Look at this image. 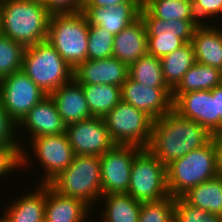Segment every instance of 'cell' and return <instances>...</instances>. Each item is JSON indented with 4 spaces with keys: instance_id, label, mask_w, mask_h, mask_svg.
Segmentation results:
<instances>
[{
    "instance_id": "obj_29",
    "label": "cell",
    "mask_w": 222,
    "mask_h": 222,
    "mask_svg": "<svg viewBox=\"0 0 222 222\" xmlns=\"http://www.w3.org/2000/svg\"><path fill=\"white\" fill-rule=\"evenodd\" d=\"M128 77L148 87L168 88L163 79L161 60L148 53L128 66Z\"/></svg>"
},
{
    "instance_id": "obj_17",
    "label": "cell",
    "mask_w": 222,
    "mask_h": 222,
    "mask_svg": "<svg viewBox=\"0 0 222 222\" xmlns=\"http://www.w3.org/2000/svg\"><path fill=\"white\" fill-rule=\"evenodd\" d=\"M142 3H121L109 7H82L88 24L100 26L117 35L140 17Z\"/></svg>"
},
{
    "instance_id": "obj_30",
    "label": "cell",
    "mask_w": 222,
    "mask_h": 222,
    "mask_svg": "<svg viewBox=\"0 0 222 222\" xmlns=\"http://www.w3.org/2000/svg\"><path fill=\"white\" fill-rule=\"evenodd\" d=\"M145 8L157 19L198 20L190 0H151Z\"/></svg>"
},
{
    "instance_id": "obj_16",
    "label": "cell",
    "mask_w": 222,
    "mask_h": 222,
    "mask_svg": "<svg viewBox=\"0 0 222 222\" xmlns=\"http://www.w3.org/2000/svg\"><path fill=\"white\" fill-rule=\"evenodd\" d=\"M128 66L115 57L86 60L73 70V79L81 85L110 84L122 87Z\"/></svg>"
},
{
    "instance_id": "obj_39",
    "label": "cell",
    "mask_w": 222,
    "mask_h": 222,
    "mask_svg": "<svg viewBox=\"0 0 222 222\" xmlns=\"http://www.w3.org/2000/svg\"><path fill=\"white\" fill-rule=\"evenodd\" d=\"M121 3H142V0H83L82 7H109Z\"/></svg>"
},
{
    "instance_id": "obj_45",
    "label": "cell",
    "mask_w": 222,
    "mask_h": 222,
    "mask_svg": "<svg viewBox=\"0 0 222 222\" xmlns=\"http://www.w3.org/2000/svg\"><path fill=\"white\" fill-rule=\"evenodd\" d=\"M220 73H221V85H222V69L220 70Z\"/></svg>"
},
{
    "instance_id": "obj_12",
    "label": "cell",
    "mask_w": 222,
    "mask_h": 222,
    "mask_svg": "<svg viewBox=\"0 0 222 222\" xmlns=\"http://www.w3.org/2000/svg\"><path fill=\"white\" fill-rule=\"evenodd\" d=\"M65 132L75 155L100 157L116 145L102 117H91L69 124Z\"/></svg>"
},
{
    "instance_id": "obj_6",
    "label": "cell",
    "mask_w": 222,
    "mask_h": 222,
    "mask_svg": "<svg viewBox=\"0 0 222 222\" xmlns=\"http://www.w3.org/2000/svg\"><path fill=\"white\" fill-rule=\"evenodd\" d=\"M21 70L46 95L73 79V69L47 40L25 48Z\"/></svg>"
},
{
    "instance_id": "obj_3",
    "label": "cell",
    "mask_w": 222,
    "mask_h": 222,
    "mask_svg": "<svg viewBox=\"0 0 222 222\" xmlns=\"http://www.w3.org/2000/svg\"><path fill=\"white\" fill-rule=\"evenodd\" d=\"M217 152L213 139L167 166L170 196L182 197L191 188L218 176Z\"/></svg>"
},
{
    "instance_id": "obj_25",
    "label": "cell",
    "mask_w": 222,
    "mask_h": 222,
    "mask_svg": "<svg viewBox=\"0 0 222 222\" xmlns=\"http://www.w3.org/2000/svg\"><path fill=\"white\" fill-rule=\"evenodd\" d=\"M182 197L192 206L222 217V176L202 182Z\"/></svg>"
},
{
    "instance_id": "obj_32",
    "label": "cell",
    "mask_w": 222,
    "mask_h": 222,
    "mask_svg": "<svg viewBox=\"0 0 222 222\" xmlns=\"http://www.w3.org/2000/svg\"><path fill=\"white\" fill-rule=\"evenodd\" d=\"M114 35L106 29L89 25L87 59L97 60L113 57Z\"/></svg>"
},
{
    "instance_id": "obj_26",
    "label": "cell",
    "mask_w": 222,
    "mask_h": 222,
    "mask_svg": "<svg viewBox=\"0 0 222 222\" xmlns=\"http://www.w3.org/2000/svg\"><path fill=\"white\" fill-rule=\"evenodd\" d=\"M221 85L220 70L209 65L195 62L184 74L182 81L172 91V101L189 91L212 90Z\"/></svg>"
},
{
    "instance_id": "obj_43",
    "label": "cell",
    "mask_w": 222,
    "mask_h": 222,
    "mask_svg": "<svg viewBox=\"0 0 222 222\" xmlns=\"http://www.w3.org/2000/svg\"><path fill=\"white\" fill-rule=\"evenodd\" d=\"M151 0H142L143 7H145Z\"/></svg>"
},
{
    "instance_id": "obj_7",
    "label": "cell",
    "mask_w": 222,
    "mask_h": 222,
    "mask_svg": "<svg viewBox=\"0 0 222 222\" xmlns=\"http://www.w3.org/2000/svg\"><path fill=\"white\" fill-rule=\"evenodd\" d=\"M126 193L139 202L158 201L170 196L167 167L147 148L135 156Z\"/></svg>"
},
{
    "instance_id": "obj_35",
    "label": "cell",
    "mask_w": 222,
    "mask_h": 222,
    "mask_svg": "<svg viewBox=\"0 0 222 222\" xmlns=\"http://www.w3.org/2000/svg\"><path fill=\"white\" fill-rule=\"evenodd\" d=\"M16 126L17 125L10 119L0 101V145H20L21 168L23 166L26 168L28 164V156H26L27 154L24 152L26 149H24L23 146L21 147V144L15 140V138H17L14 137Z\"/></svg>"
},
{
    "instance_id": "obj_10",
    "label": "cell",
    "mask_w": 222,
    "mask_h": 222,
    "mask_svg": "<svg viewBox=\"0 0 222 222\" xmlns=\"http://www.w3.org/2000/svg\"><path fill=\"white\" fill-rule=\"evenodd\" d=\"M47 95L22 71L0 80V101L17 125Z\"/></svg>"
},
{
    "instance_id": "obj_42",
    "label": "cell",
    "mask_w": 222,
    "mask_h": 222,
    "mask_svg": "<svg viewBox=\"0 0 222 222\" xmlns=\"http://www.w3.org/2000/svg\"><path fill=\"white\" fill-rule=\"evenodd\" d=\"M2 35V24H1V2H0V36Z\"/></svg>"
},
{
    "instance_id": "obj_19",
    "label": "cell",
    "mask_w": 222,
    "mask_h": 222,
    "mask_svg": "<svg viewBox=\"0 0 222 222\" xmlns=\"http://www.w3.org/2000/svg\"><path fill=\"white\" fill-rule=\"evenodd\" d=\"M50 96L66 126L93 117L82 85L74 79L57 88Z\"/></svg>"
},
{
    "instance_id": "obj_22",
    "label": "cell",
    "mask_w": 222,
    "mask_h": 222,
    "mask_svg": "<svg viewBox=\"0 0 222 222\" xmlns=\"http://www.w3.org/2000/svg\"><path fill=\"white\" fill-rule=\"evenodd\" d=\"M198 63L222 69V29L200 24L195 28L191 41Z\"/></svg>"
},
{
    "instance_id": "obj_23",
    "label": "cell",
    "mask_w": 222,
    "mask_h": 222,
    "mask_svg": "<svg viewBox=\"0 0 222 222\" xmlns=\"http://www.w3.org/2000/svg\"><path fill=\"white\" fill-rule=\"evenodd\" d=\"M38 187V188H37ZM33 193L17 198L7 207L0 222H40L45 216L46 184L37 185Z\"/></svg>"
},
{
    "instance_id": "obj_34",
    "label": "cell",
    "mask_w": 222,
    "mask_h": 222,
    "mask_svg": "<svg viewBox=\"0 0 222 222\" xmlns=\"http://www.w3.org/2000/svg\"><path fill=\"white\" fill-rule=\"evenodd\" d=\"M174 222H222V217L192 206L183 197H177Z\"/></svg>"
},
{
    "instance_id": "obj_5",
    "label": "cell",
    "mask_w": 222,
    "mask_h": 222,
    "mask_svg": "<svg viewBox=\"0 0 222 222\" xmlns=\"http://www.w3.org/2000/svg\"><path fill=\"white\" fill-rule=\"evenodd\" d=\"M58 193L77 198L90 207L102 197L99 156L75 155L72 163L48 183Z\"/></svg>"
},
{
    "instance_id": "obj_13",
    "label": "cell",
    "mask_w": 222,
    "mask_h": 222,
    "mask_svg": "<svg viewBox=\"0 0 222 222\" xmlns=\"http://www.w3.org/2000/svg\"><path fill=\"white\" fill-rule=\"evenodd\" d=\"M30 141L37 160H40L44 173L46 172L39 184H48L72 163L75 156L66 132L43 135Z\"/></svg>"
},
{
    "instance_id": "obj_41",
    "label": "cell",
    "mask_w": 222,
    "mask_h": 222,
    "mask_svg": "<svg viewBox=\"0 0 222 222\" xmlns=\"http://www.w3.org/2000/svg\"><path fill=\"white\" fill-rule=\"evenodd\" d=\"M213 141L217 152L218 174L222 176V132L213 135Z\"/></svg>"
},
{
    "instance_id": "obj_40",
    "label": "cell",
    "mask_w": 222,
    "mask_h": 222,
    "mask_svg": "<svg viewBox=\"0 0 222 222\" xmlns=\"http://www.w3.org/2000/svg\"><path fill=\"white\" fill-rule=\"evenodd\" d=\"M213 97H216V133L222 132V85L213 88Z\"/></svg>"
},
{
    "instance_id": "obj_46",
    "label": "cell",
    "mask_w": 222,
    "mask_h": 222,
    "mask_svg": "<svg viewBox=\"0 0 222 222\" xmlns=\"http://www.w3.org/2000/svg\"><path fill=\"white\" fill-rule=\"evenodd\" d=\"M40 222H48L46 219L41 220Z\"/></svg>"
},
{
    "instance_id": "obj_33",
    "label": "cell",
    "mask_w": 222,
    "mask_h": 222,
    "mask_svg": "<svg viewBox=\"0 0 222 222\" xmlns=\"http://www.w3.org/2000/svg\"><path fill=\"white\" fill-rule=\"evenodd\" d=\"M174 219L175 198L172 196L141 204L138 222H174Z\"/></svg>"
},
{
    "instance_id": "obj_28",
    "label": "cell",
    "mask_w": 222,
    "mask_h": 222,
    "mask_svg": "<svg viewBox=\"0 0 222 222\" xmlns=\"http://www.w3.org/2000/svg\"><path fill=\"white\" fill-rule=\"evenodd\" d=\"M93 117H104L121 101V88L110 84L82 85Z\"/></svg>"
},
{
    "instance_id": "obj_20",
    "label": "cell",
    "mask_w": 222,
    "mask_h": 222,
    "mask_svg": "<svg viewBox=\"0 0 222 222\" xmlns=\"http://www.w3.org/2000/svg\"><path fill=\"white\" fill-rule=\"evenodd\" d=\"M148 36L141 17L114 35L113 57L127 66L148 53Z\"/></svg>"
},
{
    "instance_id": "obj_9",
    "label": "cell",
    "mask_w": 222,
    "mask_h": 222,
    "mask_svg": "<svg viewBox=\"0 0 222 222\" xmlns=\"http://www.w3.org/2000/svg\"><path fill=\"white\" fill-rule=\"evenodd\" d=\"M148 36V54L159 59L191 42L198 20L157 19L145 7L140 11Z\"/></svg>"
},
{
    "instance_id": "obj_38",
    "label": "cell",
    "mask_w": 222,
    "mask_h": 222,
    "mask_svg": "<svg viewBox=\"0 0 222 222\" xmlns=\"http://www.w3.org/2000/svg\"><path fill=\"white\" fill-rule=\"evenodd\" d=\"M83 0H45L43 5L50 14L78 13L82 11Z\"/></svg>"
},
{
    "instance_id": "obj_37",
    "label": "cell",
    "mask_w": 222,
    "mask_h": 222,
    "mask_svg": "<svg viewBox=\"0 0 222 222\" xmlns=\"http://www.w3.org/2000/svg\"><path fill=\"white\" fill-rule=\"evenodd\" d=\"M193 9L199 23L204 24L206 17L222 14V0H193Z\"/></svg>"
},
{
    "instance_id": "obj_4",
    "label": "cell",
    "mask_w": 222,
    "mask_h": 222,
    "mask_svg": "<svg viewBox=\"0 0 222 222\" xmlns=\"http://www.w3.org/2000/svg\"><path fill=\"white\" fill-rule=\"evenodd\" d=\"M89 24L84 13L51 14L47 41L74 70L87 60Z\"/></svg>"
},
{
    "instance_id": "obj_11",
    "label": "cell",
    "mask_w": 222,
    "mask_h": 222,
    "mask_svg": "<svg viewBox=\"0 0 222 222\" xmlns=\"http://www.w3.org/2000/svg\"><path fill=\"white\" fill-rule=\"evenodd\" d=\"M142 149L134 145H115L99 157L102 195L127 192L132 163Z\"/></svg>"
},
{
    "instance_id": "obj_2",
    "label": "cell",
    "mask_w": 222,
    "mask_h": 222,
    "mask_svg": "<svg viewBox=\"0 0 222 222\" xmlns=\"http://www.w3.org/2000/svg\"><path fill=\"white\" fill-rule=\"evenodd\" d=\"M2 34L25 48L47 40L50 13L43 3L0 0Z\"/></svg>"
},
{
    "instance_id": "obj_27",
    "label": "cell",
    "mask_w": 222,
    "mask_h": 222,
    "mask_svg": "<svg viewBox=\"0 0 222 222\" xmlns=\"http://www.w3.org/2000/svg\"><path fill=\"white\" fill-rule=\"evenodd\" d=\"M104 197V198H103ZM105 200L102 221L100 222H138L142 202L127 193L108 194L101 197ZM104 217V218H103Z\"/></svg>"
},
{
    "instance_id": "obj_14",
    "label": "cell",
    "mask_w": 222,
    "mask_h": 222,
    "mask_svg": "<svg viewBox=\"0 0 222 222\" xmlns=\"http://www.w3.org/2000/svg\"><path fill=\"white\" fill-rule=\"evenodd\" d=\"M121 100L143 111L153 120L172 111V91L169 88H152L129 77L121 87Z\"/></svg>"
},
{
    "instance_id": "obj_8",
    "label": "cell",
    "mask_w": 222,
    "mask_h": 222,
    "mask_svg": "<svg viewBox=\"0 0 222 222\" xmlns=\"http://www.w3.org/2000/svg\"><path fill=\"white\" fill-rule=\"evenodd\" d=\"M103 120L116 145L147 148L154 120L143 111L121 100Z\"/></svg>"
},
{
    "instance_id": "obj_31",
    "label": "cell",
    "mask_w": 222,
    "mask_h": 222,
    "mask_svg": "<svg viewBox=\"0 0 222 222\" xmlns=\"http://www.w3.org/2000/svg\"><path fill=\"white\" fill-rule=\"evenodd\" d=\"M24 51L22 44L0 36V80L22 69Z\"/></svg>"
},
{
    "instance_id": "obj_36",
    "label": "cell",
    "mask_w": 222,
    "mask_h": 222,
    "mask_svg": "<svg viewBox=\"0 0 222 222\" xmlns=\"http://www.w3.org/2000/svg\"><path fill=\"white\" fill-rule=\"evenodd\" d=\"M16 167H21L20 145H0V177L12 173Z\"/></svg>"
},
{
    "instance_id": "obj_15",
    "label": "cell",
    "mask_w": 222,
    "mask_h": 222,
    "mask_svg": "<svg viewBox=\"0 0 222 222\" xmlns=\"http://www.w3.org/2000/svg\"><path fill=\"white\" fill-rule=\"evenodd\" d=\"M172 110L216 134V97H213V89L179 94L172 101Z\"/></svg>"
},
{
    "instance_id": "obj_44",
    "label": "cell",
    "mask_w": 222,
    "mask_h": 222,
    "mask_svg": "<svg viewBox=\"0 0 222 222\" xmlns=\"http://www.w3.org/2000/svg\"><path fill=\"white\" fill-rule=\"evenodd\" d=\"M30 1H36V2H40V3H44L45 0H30Z\"/></svg>"
},
{
    "instance_id": "obj_18",
    "label": "cell",
    "mask_w": 222,
    "mask_h": 222,
    "mask_svg": "<svg viewBox=\"0 0 222 222\" xmlns=\"http://www.w3.org/2000/svg\"><path fill=\"white\" fill-rule=\"evenodd\" d=\"M18 125L29 131L31 139L66 131V125L50 95L38 102Z\"/></svg>"
},
{
    "instance_id": "obj_24",
    "label": "cell",
    "mask_w": 222,
    "mask_h": 222,
    "mask_svg": "<svg viewBox=\"0 0 222 222\" xmlns=\"http://www.w3.org/2000/svg\"><path fill=\"white\" fill-rule=\"evenodd\" d=\"M162 75L167 87L173 91L182 81L184 74L196 62L191 42L162 57Z\"/></svg>"
},
{
    "instance_id": "obj_1",
    "label": "cell",
    "mask_w": 222,
    "mask_h": 222,
    "mask_svg": "<svg viewBox=\"0 0 222 222\" xmlns=\"http://www.w3.org/2000/svg\"><path fill=\"white\" fill-rule=\"evenodd\" d=\"M213 134L194 120L173 110L153 121L147 149L166 167L194 149L206 146Z\"/></svg>"
},
{
    "instance_id": "obj_21",
    "label": "cell",
    "mask_w": 222,
    "mask_h": 222,
    "mask_svg": "<svg viewBox=\"0 0 222 222\" xmlns=\"http://www.w3.org/2000/svg\"><path fill=\"white\" fill-rule=\"evenodd\" d=\"M89 208L84 201L62 195L46 184L44 219L48 222H86Z\"/></svg>"
}]
</instances>
